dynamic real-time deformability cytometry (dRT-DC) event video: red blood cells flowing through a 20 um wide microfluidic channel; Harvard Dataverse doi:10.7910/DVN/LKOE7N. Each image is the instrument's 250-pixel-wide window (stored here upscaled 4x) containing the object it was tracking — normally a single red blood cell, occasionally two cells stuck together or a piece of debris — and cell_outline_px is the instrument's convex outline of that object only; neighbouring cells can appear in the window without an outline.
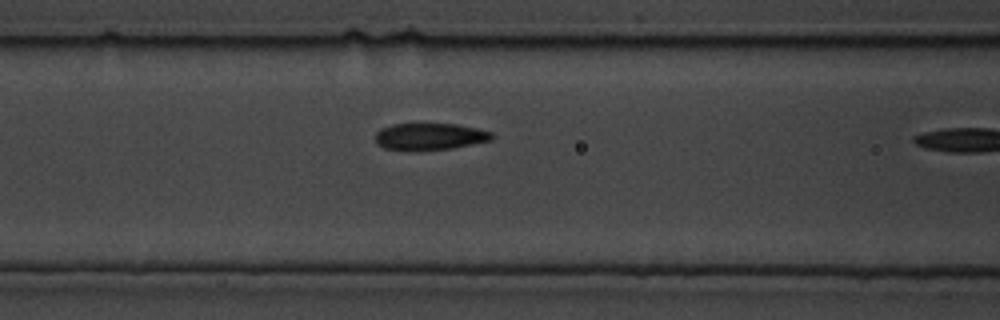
{"species": "common noctule bat (a hibernating species)", "species_latin": "Nyctalus noctula", "temperature_condition": "cold", "stored_images_in_passage": 5, "camera_frame_rate_fps": 3000, "um_per_image_px": 0.085, "animal": {"sex": "male", "body_mass_g": 19.5, "forearm_length_mm": 54.6}, "frame": {"image": 1, "passage_image": 4, "time_ms": 1.0, "image_size_px": [1000, 320], "cell_outline_px": [[492, 140], [452, 148], [416, 152], [412, 152], [384, 148], [376, 144], [376, 132], [380, 128], [392, 124], [456, 124], [476, 128], [492, 132]], "centroid_in_image_um": [36.48, 11.63], "position_along_channel_um": 130.1, "area_um2": 18.55}}